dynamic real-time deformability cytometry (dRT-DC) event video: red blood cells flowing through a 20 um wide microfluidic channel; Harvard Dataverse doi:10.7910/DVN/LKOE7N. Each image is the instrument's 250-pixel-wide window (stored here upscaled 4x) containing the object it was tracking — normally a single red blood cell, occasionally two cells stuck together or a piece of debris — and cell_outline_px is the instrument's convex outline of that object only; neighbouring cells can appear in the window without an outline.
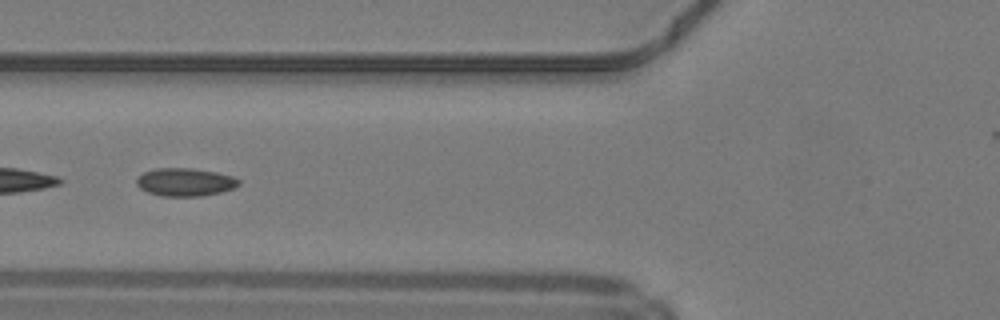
{"species": "common noctule bat (a hibernating species)", "species_latin": "Nyctalus noctula", "temperature_condition": "warm", "stored_images_in_passage": 40, "segment_of_instrument_passage": [2, 2], "camera_frame_rate_fps": 3000, "um_per_image_px": 0.085, "animal": {"sex": "male", "body_mass_g": 19.2, "forearm_length_mm": 51.8}, "frame": {"image": 1, "passage_image": 15, "time_ms": 4.667, "image_size_px": [1000, 320], "cell_outline_px": [[240, 184], [232, 188], [220, 192], [200, 196], [164, 196], [148, 192], [140, 188], [136, 184], [136, 180], [144, 172], [156, 168], [192, 168], [216, 172], [232, 176], [240, 180]], "centroid_in_image_um": [15.73, 15.47], "position_along_channel_um": 110.1, "area_um2": 16.53}}
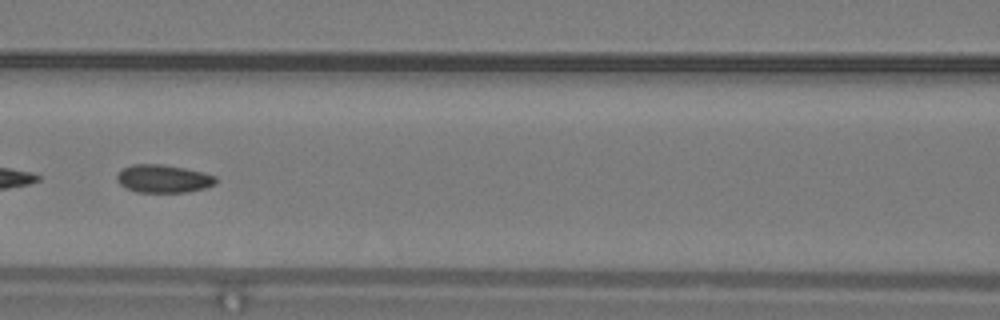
{"frame": {"image": 2, "passage_image": 18, "time_ms": 5.667, "image_size_px": [1000, 320], "cell_outline_px": [[216, 184], [204, 188], [184, 192], [136, 192], [120, 184], [116, 180], [116, 176], [124, 168], [132, 164], [160, 164], [184, 168], [216, 176]], "centroid_in_image_um": [13.87, 15.19], "position_along_channel_um": 152.7, "area_um2": 15.9}}